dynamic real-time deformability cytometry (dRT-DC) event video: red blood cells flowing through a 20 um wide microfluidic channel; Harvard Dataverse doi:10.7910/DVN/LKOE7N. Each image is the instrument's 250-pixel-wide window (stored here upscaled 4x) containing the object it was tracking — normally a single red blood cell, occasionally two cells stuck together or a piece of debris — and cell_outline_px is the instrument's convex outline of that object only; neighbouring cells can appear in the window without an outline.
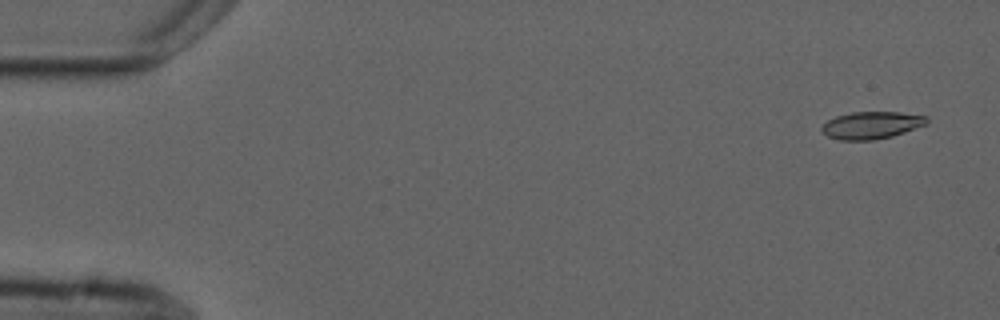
{"species": "common noctule bat (a hibernating species)", "species_latin": "Nyctalus noctula", "temperature_condition": "cold", "stored_images_in_passage": 55, "camera_frame_rate_fps": 3000, "um_per_image_px": 0.085, "animal": {"sex": "male", "forearm_length_mm": 52.5}, "frame": {"image": 1, "passage_image": 3, "time_ms": 0.667, "image_size_px": [1000, 320], "cell_outline_px": [[928, 124], [892, 136], [872, 140], [840, 140], [828, 136], [820, 128], [828, 120], [836, 116], [852, 112], [900, 112], [928, 116]], "centroid_in_image_um": [74.1, 10.63], "position_along_channel_um": 10.9, "area_um2": 16.65}}
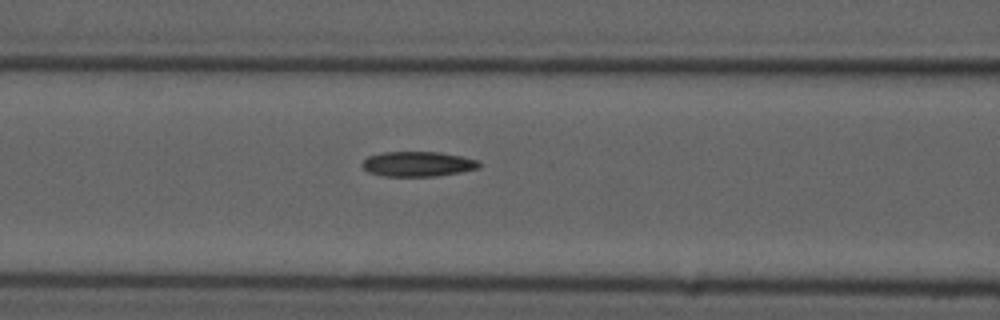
{"frame": {"image": 2, "passage_image": 23, "time_ms": 7.333, "image_size_px": [1000, 320], "cell_outline_px": [[480, 168], [460, 172], [436, 176], [384, 176], [368, 172], [360, 164], [368, 156], [384, 152], [440, 152], [460, 156], [476, 160], [480, 164]], "centroid_in_image_um": [35.49, 13.94], "position_along_channel_um": 131.1, "area_um2": 16.94}}
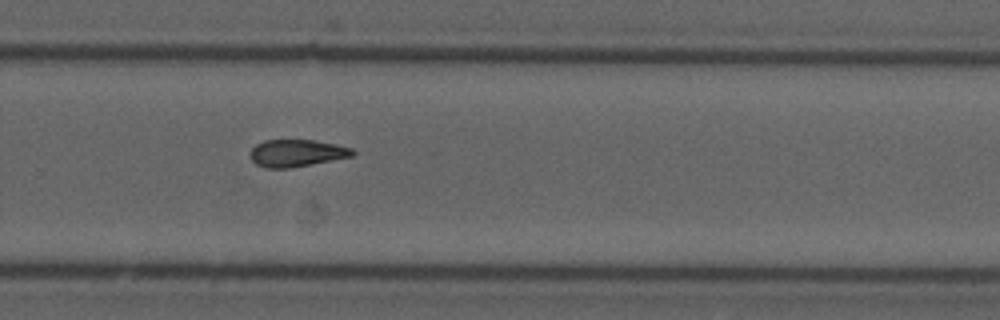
{"frame": {"image": 3, "passage_image": 37, "time_ms": 12.0, "image_size_px": [1000, 320], "cell_outline_px": [[356, 152], [352, 156], [288, 168], [264, 168], [256, 164], [252, 160], [252, 148], [256, 144], [264, 140], [312, 140], [336, 144], [352, 148]], "centroid_in_image_um": [25.21, 13.0], "position_along_channel_um": 304.6, "area_um2": 15.95}}